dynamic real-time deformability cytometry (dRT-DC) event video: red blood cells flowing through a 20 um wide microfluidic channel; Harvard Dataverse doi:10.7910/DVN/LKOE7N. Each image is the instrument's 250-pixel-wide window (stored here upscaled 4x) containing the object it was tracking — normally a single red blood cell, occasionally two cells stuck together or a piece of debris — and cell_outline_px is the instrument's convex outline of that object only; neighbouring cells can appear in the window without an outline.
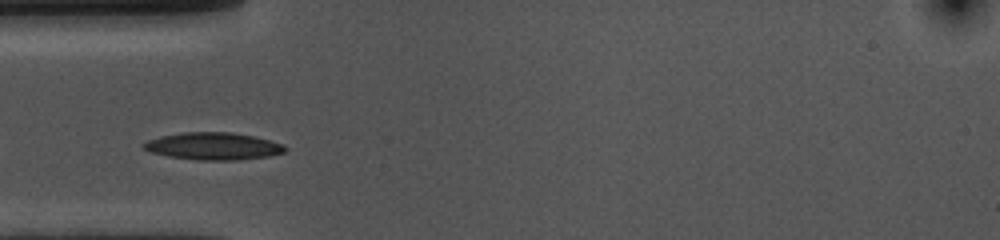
{"species": "common noctule bat (a hibernating species)", "species_latin": "Nyctalus noctula", "temperature_condition": "cold", "stored_images_in_passage": 26, "camera_frame_rate_fps": 3000, "um_per_image_px": 0.085, "animal": {"sex": "female", "body_mass_g": 10.0, "forearm_length_mm": 53.1}, "frame": {"image": 1, "passage_image": 3, "time_ms": 0.667, "image_size_px": [1000, 240], "cell_outline_px": [[288, 148], [284, 152], [268, 156], [236, 160], [200, 160], [168, 156], [152, 152], [144, 148], [140, 144], [148, 140], [160, 136], [184, 132], [232, 132], [252, 136], [284, 144]], "centroid_in_image_um": [18.12, 12.42], "position_along_channel_um": 66.9, "area_um2": 22.37}}
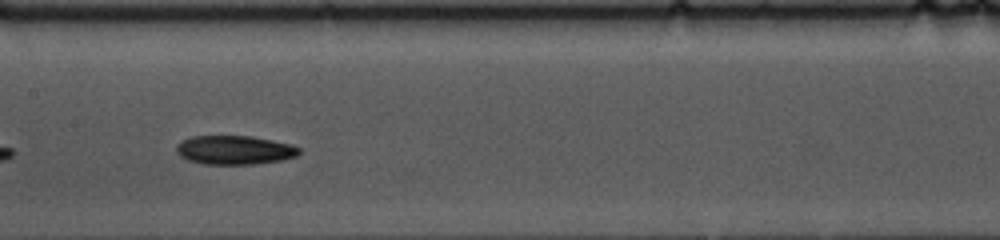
{"frame": {"image": 2, "passage_image": 13, "time_ms": 4.0, "image_size_px": [1000, 240], "cell_outline_px": [[300, 152], [296, 156], [284, 160], [252, 164], [204, 164], [188, 160], [180, 156], [176, 152], [176, 148], [180, 140], [192, 136], [252, 136], [272, 140], [288, 144], [300, 148]], "centroid_in_image_um": [19.91, 12.75], "position_along_channel_um": 187.5, "area_um2": 20.69}}
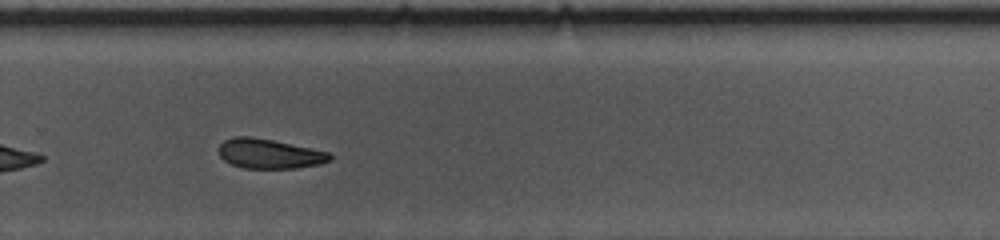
{"frame": {"image": 3, "passage_image": 23, "time_ms": 7.333, "image_size_px": [1000, 240], "cell_outline_px": [[332, 160], [320, 164], [296, 168], [244, 168], [232, 164], [224, 160], [220, 156], [220, 144], [224, 140], [236, 136], [252, 136], [312, 148], [328, 152], [332, 156]], "centroid_in_image_um": [22.91, 13.06], "position_along_channel_um": 306.9, "area_um2": 19.13}}